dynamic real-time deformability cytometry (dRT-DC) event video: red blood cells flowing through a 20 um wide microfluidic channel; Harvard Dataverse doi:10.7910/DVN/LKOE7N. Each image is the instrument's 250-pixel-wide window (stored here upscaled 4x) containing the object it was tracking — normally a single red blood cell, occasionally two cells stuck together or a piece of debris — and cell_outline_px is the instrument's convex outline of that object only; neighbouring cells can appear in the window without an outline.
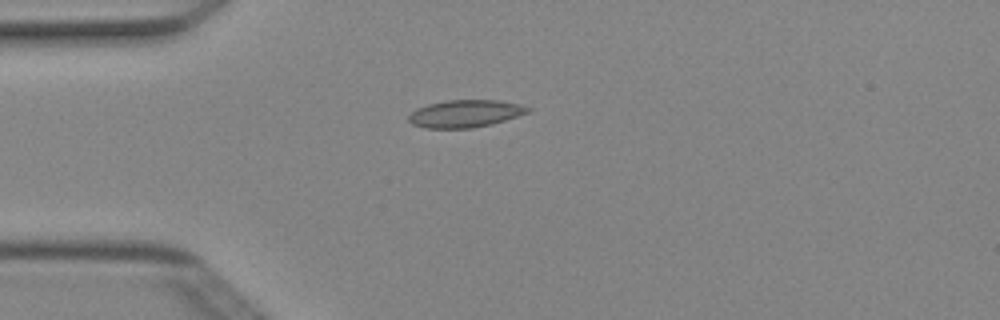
{"species": "Egyptian fruit bat (a non-hibernating species)", "species_latin": "Rousettus aegyptiacus", "temperature_condition": "cold", "stored_images_in_passage": 4, "camera_frame_rate_fps": 3000, "um_per_image_px": 0.085, "animal": {"sex": "female"}, "frame": {"image": 1, "passage_image": 4, "time_ms": 1.0, "image_size_px": [1000, 320], "cell_outline_px": [[532, 112], [492, 124], [472, 128], [424, 128], [412, 124], [408, 120], [408, 116], [416, 108], [428, 104], [444, 100], [496, 100], [520, 104], [532, 108]], "centroid_in_image_um": [39.56, 9.65], "position_along_channel_um": 45.4, "area_um2": 19.25}}